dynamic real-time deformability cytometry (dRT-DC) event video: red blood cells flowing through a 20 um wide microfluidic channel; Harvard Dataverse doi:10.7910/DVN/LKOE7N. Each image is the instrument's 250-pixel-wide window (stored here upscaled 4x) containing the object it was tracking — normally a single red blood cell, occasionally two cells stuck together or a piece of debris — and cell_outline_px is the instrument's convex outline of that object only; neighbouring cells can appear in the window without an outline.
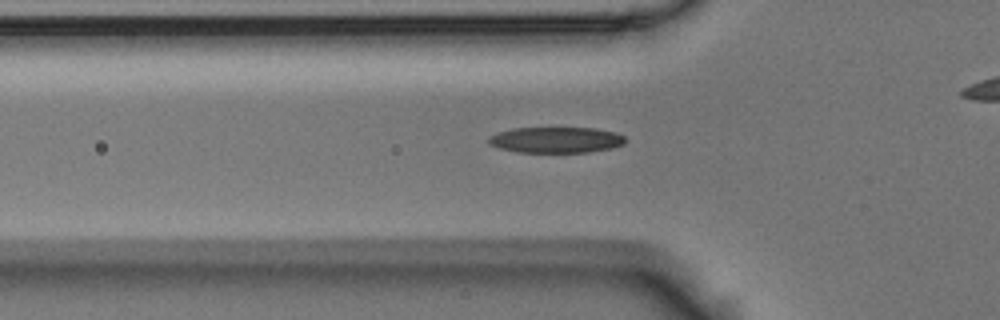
{"species": "Egyptian fruit bat (a non-hibernating species)", "species_latin": "Rousettus aegyptiacus", "temperature_condition": "room temperature", "stored_images_in_passage": 43, "camera_frame_rate_fps": 3000, "um_per_image_px": 0.085, "animal": {"sex": "male"}, "frame": {"image": 1, "passage_image": 15, "time_ms": 4.667, "image_size_px": [1000, 320], "cell_outline_px": [[624, 144], [612, 148], [588, 152], [516, 152], [500, 148], [488, 144], [488, 136], [500, 132], [516, 128], [596, 128], [616, 132], [624, 136]], "centroid_in_image_um": [47.27, 11.89], "position_along_channel_um": 78.5, "area_um2": 20.58}}
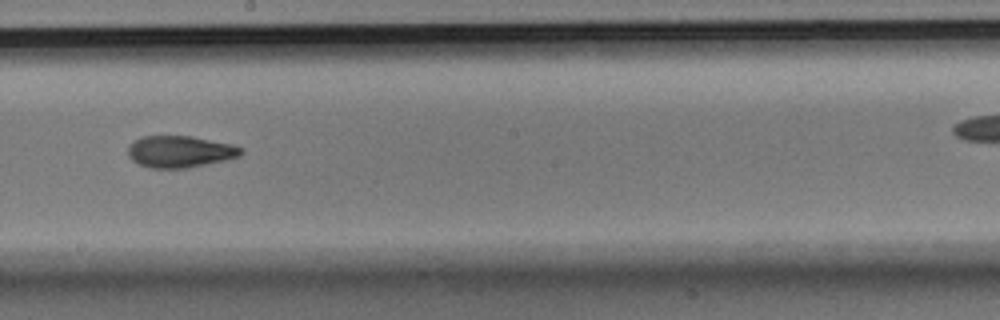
{"frame": {"image": 2, "passage_image": 28, "time_ms": 9.0, "image_size_px": [1000, 320], "cell_outline_px": [[244, 152], [240, 156], [224, 160], [188, 168], [148, 168], [132, 160], [128, 156], [128, 144], [144, 136], [192, 136], [232, 144], [244, 148]], "centroid_in_image_um": [15.31, 12.89], "position_along_channel_um": 232.9, "area_um2": 20.98}}
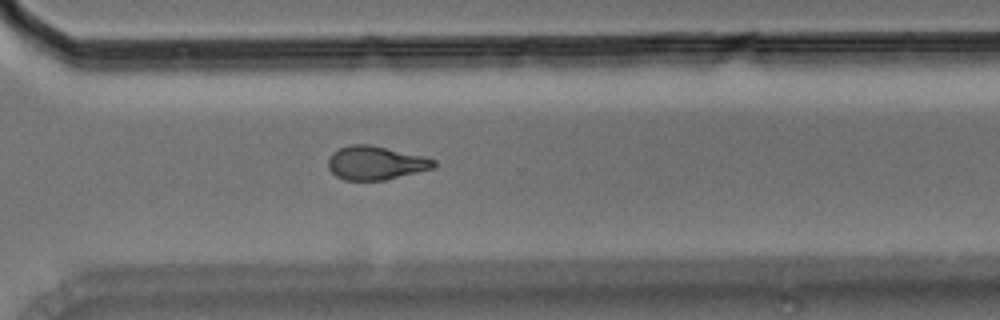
{"frame": {"image": 3, "passage_image": 37, "time_ms": 12.0, "image_size_px": [1000, 320], "cell_outline_px": [[436, 164], [432, 168], [384, 180], [344, 180], [336, 176], [328, 168], [328, 160], [332, 152], [340, 148], [352, 144], [368, 144], [424, 156], [436, 160]], "centroid_in_image_um": [31.9, 13.84], "position_along_channel_um": 338.7, "area_um2": 20.52}}